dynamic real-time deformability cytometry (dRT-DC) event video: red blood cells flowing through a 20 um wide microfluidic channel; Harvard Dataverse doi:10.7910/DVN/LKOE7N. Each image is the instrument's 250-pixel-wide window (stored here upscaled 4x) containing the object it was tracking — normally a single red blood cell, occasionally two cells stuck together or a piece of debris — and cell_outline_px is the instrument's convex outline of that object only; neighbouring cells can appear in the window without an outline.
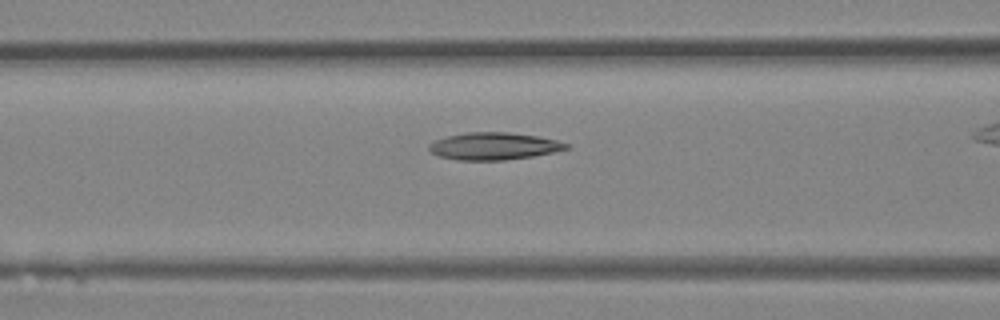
{"species": "Egyptian fruit bat (a non-hibernating species)", "species_latin": "Rousettus aegyptiacus", "temperature_condition": "room temperature", "stored_images_in_passage": 24, "camera_frame_rate_fps": 3000, "um_per_image_px": 0.085, "animal": {"sex": "female"}, "frame": {"image": 1, "passage_image": 8, "time_ms": 2.333, "image_size_px": [1000, 320], "cell_outline_px": [[568, 148], [552, 152], [532, 156], [504, 160], [456, 160], [440, 156], [432, 152], [428, 148], [428, 144], [436, 140], [448, 136], [468, 132], [508, 132], [536, 136], [556, 140], [568, 144]], "centroid_in_image_um": [41.94, 12.42], "position_along_channel_um": 124.7, "area_um2": 21.5}}
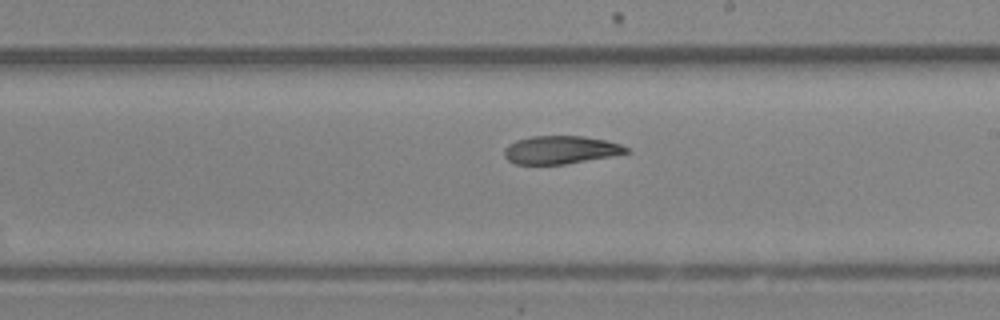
{"frame": {"image": 2, "passage_image": 15, "time_ms": 4.667, "image_size_px": [1000, 320], "cell_outline_px": [[632, 152], [612, 156], [564, 164], [516, 164], [508, 160], [504, 156], [504, 148], [508, 144], [516, 140], [532, 136], [584, 136], [604, 140], [620, 144], [628, 148]], "centroid_in_image_um": [47.64, 12.74], "position_along_channel_um": 241.4, "area_um2": 19.94}}
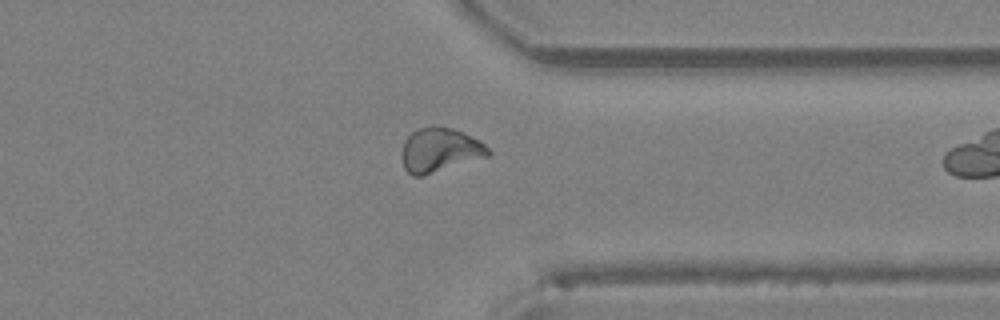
{"frame": {"image": 3, "passage_image": 23, "time_ms": 7.333, "image_size_px": [1000, 320], "cell_outline_px": [[492, 152], [488, 156], [424, 176], [412, 176], [404, 168], [404, 140], [416, 128], [432, 124], [452, 128], [480, 140]], "centroid_in_image_um": [37.4, 12.73], "position_along_channel_um": 374.0, "area_um2": 22.25}}